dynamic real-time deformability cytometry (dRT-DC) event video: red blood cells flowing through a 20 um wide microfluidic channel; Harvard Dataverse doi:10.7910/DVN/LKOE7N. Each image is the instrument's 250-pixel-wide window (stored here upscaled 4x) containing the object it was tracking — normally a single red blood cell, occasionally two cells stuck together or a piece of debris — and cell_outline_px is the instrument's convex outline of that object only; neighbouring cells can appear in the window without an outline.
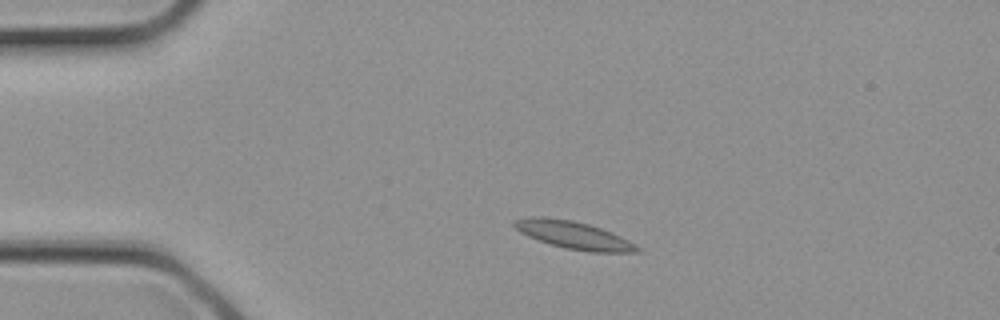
{"species": "common noctule bat (a hibernating species)", "species_latin": "Nyctalus noctula", "temperature_condition": "cold", "stored_images_in_passage": 2, "camera_frame_rate_fps": 3000, "um_per_image_px": 0.085, "animal": {"sex": "female", "body_mass_g": 21.9}, "frame": {"image": 1, "passage_image": 2, "time_ms": 0.333, "image_size_px": [1000, 320], "cell_outline_px": [[644, 252], [588, 252], [564, 248], [528, 236], [520, 232], [512, 224], [512, 220], [528, 216], [548, 216], [572, 220], [588, 224], [612, 232], [644, 248]], "centroid_in_image_um": [48.78, 19.97], "position_along_channel_um": 36.2, "area_um2": 20.06}}